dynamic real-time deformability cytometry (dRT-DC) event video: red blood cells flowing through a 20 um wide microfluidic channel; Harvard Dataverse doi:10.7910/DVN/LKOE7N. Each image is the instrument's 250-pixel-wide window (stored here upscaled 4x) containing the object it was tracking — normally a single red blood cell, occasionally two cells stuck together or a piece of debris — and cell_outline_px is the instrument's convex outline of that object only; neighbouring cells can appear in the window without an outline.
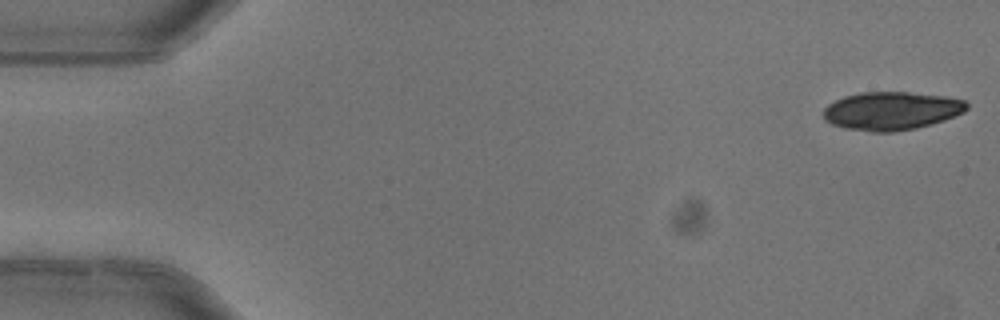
{"species": "common noctule bat (a hibernating species)", "species_latin": "Nyctalus noctula", "temperature_condition": "warm", "stored_images_in_passage": 5, "camera_frame_rate_fps": 3000, "um_per_image_px": 0.085, "animal": {"sex": "female"}, "frame": {"image": 1, "passage_image": 1, "time_ms": 0.0, "image_size_px": [1000, 320], "cell_outline_px": [[968, 108], [964, 112], [956, 116], [932, 124], [916, 128], [892, 132], [872, 132], [844, 128], [832, 124], [824, 120], [824, 108], [828, 104], [844, 96], [860, 92], [908, 92], [944, 96], [964, 100], [968, 104]], "centroid_in_image_um": [75.78, 9.42], "position_along_channel_um": 9.2, "area_um2": 32.08}}